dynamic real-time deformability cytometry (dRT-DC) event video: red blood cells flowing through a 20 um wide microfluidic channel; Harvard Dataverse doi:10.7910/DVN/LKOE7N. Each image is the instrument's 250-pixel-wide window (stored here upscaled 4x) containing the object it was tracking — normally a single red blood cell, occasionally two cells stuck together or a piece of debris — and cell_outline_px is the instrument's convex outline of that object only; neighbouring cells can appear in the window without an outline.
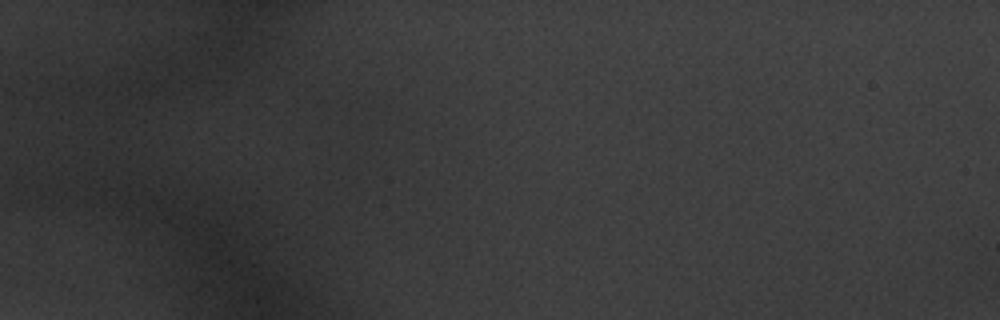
{"species": "common noctule bat (a hibernating species)", "species_latin": "Nyctalus noctula", "temperature_condition": "warm", "stored_images_in_passage": 7, "camera_frame_rate_fps": 3000, "um_per_image_px": 0.085, "animal": {"sex": "male", "body_mass_g": 20.1, "forearm_length_mm": 53.5}, "frame": {"image": 1, "passage_image": 1, "time_ms": 0.0, "image_size_px": [1000, 320], "cell_outline_px": [[256, 236], [212, 236], [204, 216], [204, 208], [224, 200], [240, 204], [252, 212], [256, 228]], "centroid_in_image_um": [19.53, 18.69], "position_along_channel_um": 65.5, "area_um2": 10.87}}